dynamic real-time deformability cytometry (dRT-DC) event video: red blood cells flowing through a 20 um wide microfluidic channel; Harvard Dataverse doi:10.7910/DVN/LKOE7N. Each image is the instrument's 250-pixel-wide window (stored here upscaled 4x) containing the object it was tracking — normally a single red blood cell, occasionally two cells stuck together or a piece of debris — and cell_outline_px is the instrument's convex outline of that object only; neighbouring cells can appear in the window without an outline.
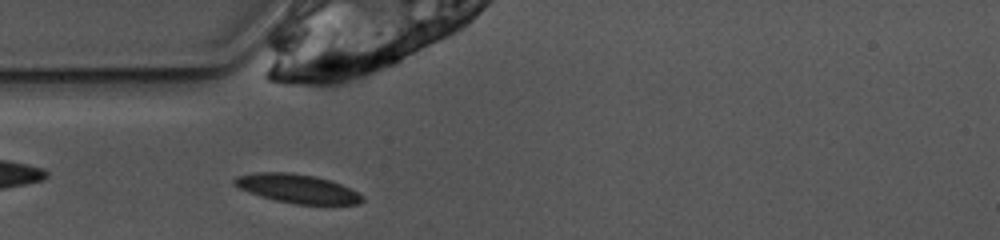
{"species": "common noctule bat (a hibernating species)", "species_latin": "Nyctalus noctula", "temperature_condition": "warm", "stored_images_in_passage": 35, "camera_frame_rate_fps": 3000, "um_per_image_px": 0.085, "animal": {"sex": "female", "body_mass_g": 10.0, "forearm_length_mm": 53.1}, "frame": {"image": 1, "passage_image": 1, "time_ms": 0.0, "image_size_px": [1000, 240], "cell_outline_px": [[364, 200], [356, 204], [296, 204], [276, 200], [260, 196], [248, 192], [232, 184], [232, 180], [236, 176], [256, 172], [292, 172], [316, 176], [340, 184], [364, 196]], "centroid_in_image_um": [25.22, 16.02], "position_along_channel_um": 59.8, "area_um2": 21.39}}
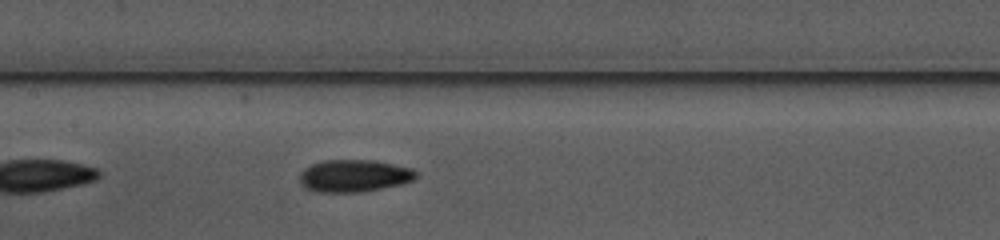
{"frame": {"image": 2, "passage_image": 10, "time_ms": 3.0, "image_size_px": [1000, 240], "cell_outline_px": [[416, 176], [412, 180], [400, 184], [360, 192], [312, 192], [300, 184], [300, 172], [304, 168], [312, 164], [324, 160], [372, 160], [412, 168], [416, 172]], "centroid_in_image_um": [30.03, 14.94], "position_along_channel_um": 177.4, "area_um2": 21.79}}
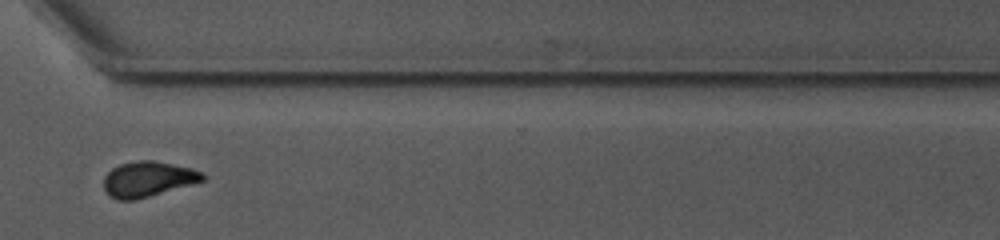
{"frame": {"image": 3, "passage_image": 24, "time_ms": 7.667, "image_size_px": [1000, 240], "cell_outline_px": [[204, 180], [192, 184], [148, 196], [132, 200], [120, 200], [112, 196], [104, 188], [104, 176], [112, 168], [120, 164], [136, 160], [152, 160], [192, 168], [204, 172]], "centroid_in_image_um": [12.58, 15.2], "position_along_channel_um": 358.0, "area_um2": 20.06}, "authors_computed_cell_mechanics": {"area_um2": 20.519, "velocity_mm_per_s": 3.8799, "shape_relaxation_time_tau1_ms": 4.3963, "shape_relaxation_time_tau2_ms": 4.2811, "deformation_change_tau1": 0.1475, "deformation_change_tau2": 0.107}}